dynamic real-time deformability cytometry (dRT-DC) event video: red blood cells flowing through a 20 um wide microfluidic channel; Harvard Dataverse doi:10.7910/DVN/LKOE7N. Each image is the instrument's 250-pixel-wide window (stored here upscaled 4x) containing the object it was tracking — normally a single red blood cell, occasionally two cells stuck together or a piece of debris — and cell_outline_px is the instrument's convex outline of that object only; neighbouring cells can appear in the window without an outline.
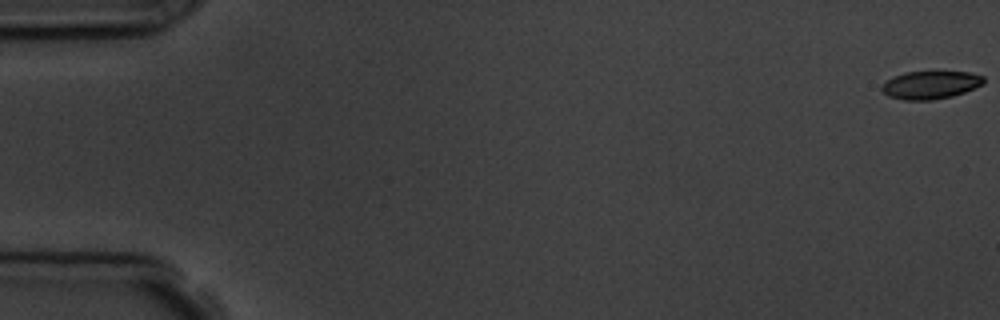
{"species": "common noctule bat (a hibernating species)", "species_latin": "Nyctalus noctula", "temperature_condition": "room temperature", "stored_images_in_passage": 4, "segment_of_instrument_passage": [2, 2], "camera_frame_rate_fps": 3000, "um_per_image_px": 0.085, "animal": {"sex": "male", "body_mass_g": 19.5, "forearm_length_mm": 54.6}, "frame": {"image": 1, "passage_image": 4, "time_ms": 3.667, "image_size_px": [1000, 320], "cell_outline_px": [[984, 84], [964, 92], [952, 96], [932, 100], [904, 100], [888, 96], [880, 88], [892, 76], [904, 72], [968, 72], [984, 76]], "centroid_in_image_um": [79.09, 7.22], "position_along_channel_um": 5.9, "area_um2": 16.53}}